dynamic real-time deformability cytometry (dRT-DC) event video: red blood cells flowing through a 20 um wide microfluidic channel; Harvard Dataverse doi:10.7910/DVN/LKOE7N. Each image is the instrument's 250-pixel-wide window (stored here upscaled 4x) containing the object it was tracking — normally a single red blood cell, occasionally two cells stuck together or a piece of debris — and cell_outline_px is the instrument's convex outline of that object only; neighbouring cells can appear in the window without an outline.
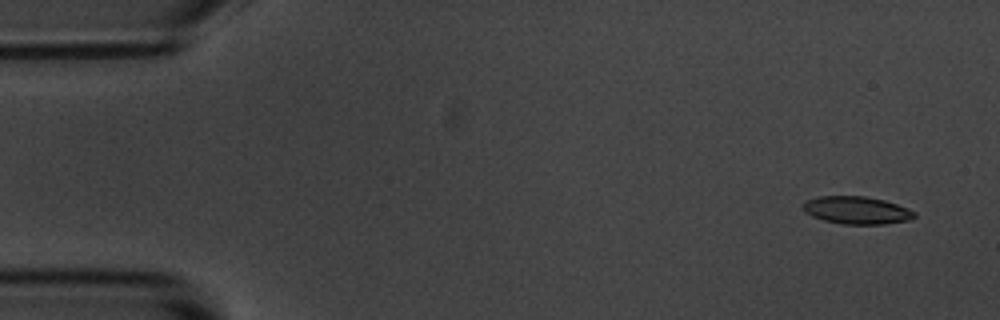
{"species": "common noctule bat (a hibernating species)", "species_latin": "Nyctalus noctula", "temperature_condition": "room temperature", "stored_images_in_passage": 6, "camera_frame_rate_fps": 3000, "um_per_image_px": 0.085, "animal": {"sex": "male", "body_mass_g": 20.1, "forearm_length_mm": 53.5}, "frame": {"image": 1, "passage_image": 1, "time_ms": 0.0, "image_size_px": [1000, 320], "cell_outline_px": [[916, 216], [912, 220], [884, 224], [840, 224], [824, 220], [812, 216], [804, 212], [804, 204], [808, 200], [820, 196], [864, 196], [884, 200], [908, 208], [916, 212]], "centroid_in_image_um": [72.87, 17.88], "position_along_channel_um": 12.1, "area_um2": 17.92}}
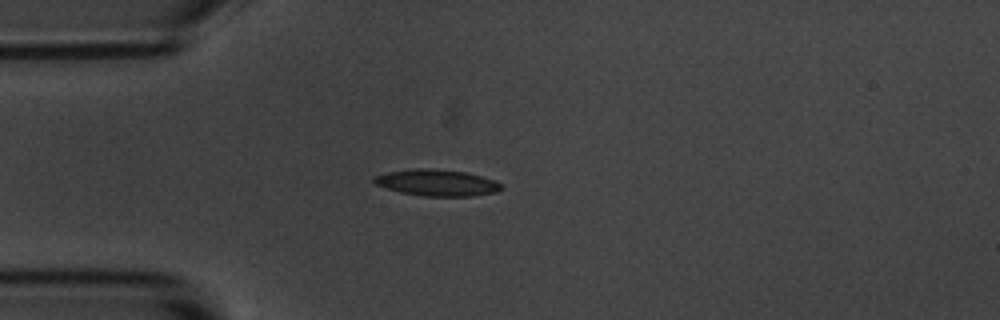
{"frame": {"image": 2, "passage_image": 4, "time_ms": 3.667, "image_size_px": [1000, 320], "cell_outline_px": [[504, 188], [496, 192], [472, 196], [424, 196], [400, 192], [376, 184], [372, 180], [372, 176], [388, 172], [412, 168], [432, 168], [468, 172], [504, 184]], "centroid_in_image_um": [37.15, 15.52], "position_along_channel_um": 47.9, "area_um2": 19.71}}